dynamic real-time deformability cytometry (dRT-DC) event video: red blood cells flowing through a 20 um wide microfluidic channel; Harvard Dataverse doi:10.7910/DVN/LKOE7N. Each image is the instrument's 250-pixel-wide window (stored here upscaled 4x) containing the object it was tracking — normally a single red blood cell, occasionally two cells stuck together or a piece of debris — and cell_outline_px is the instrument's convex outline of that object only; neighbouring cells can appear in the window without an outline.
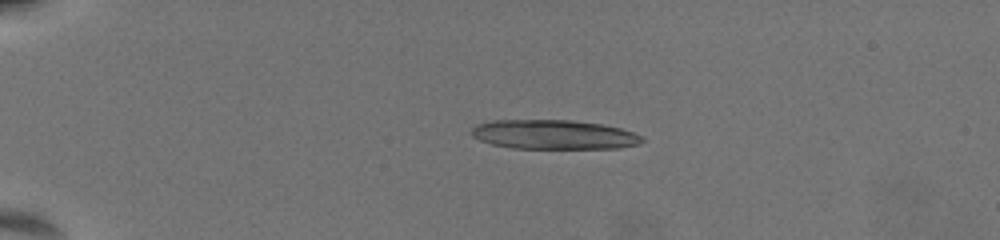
{"species": "common noctule bat (a hibernating species)", "species_latin": "Nyctalus noctula", "temperature_condition": "warm", "stored_images_in_passage": 47, "segment_of_instrument_passage": [1, 2], "camera_frame_rate_fps": 3000, "um_per_image_px": 0.085, "animal": {"sex": "female", "body_mass_g": 19.5, "forearm_length_mm": 54.1}, "frame": {"image": 1, "passage_image": 1, "time_ms": 0.0, "image_size_px": [1000, 240], "cell_outline_px": [[644, 140], [640, 144], [620, 148], [512, 148], [492, 144], [480, 140], [472, 136], [468, 132], [476, 124], [492, 120], [572, 120], [600, 124], [620, 128], [644, 136]], "centroid_in_image_um": [47.06, 11.43], "position_along_channel_um": 37.9, "area_um2": 29.3}}